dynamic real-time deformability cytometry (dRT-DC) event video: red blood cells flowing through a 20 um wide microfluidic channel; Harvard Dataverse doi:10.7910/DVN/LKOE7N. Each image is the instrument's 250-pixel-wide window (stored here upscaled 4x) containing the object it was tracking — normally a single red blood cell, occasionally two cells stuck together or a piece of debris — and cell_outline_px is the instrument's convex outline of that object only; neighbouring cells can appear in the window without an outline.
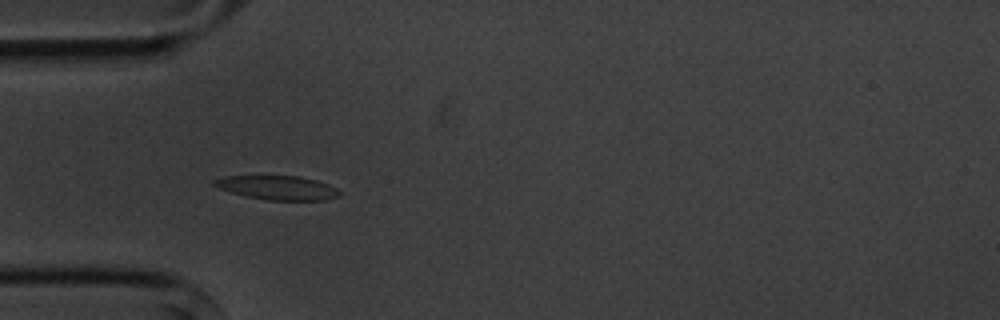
{"species": "common noctule bat (a hibernating species)", "species_latin": "Nyctalus noctula", "temperature_condition": "cold", "stored_images_in_passage": 4, "camera_frame_rate_fps": 3000, "um_per_image_px": 0.085, "animal": {"sex": "male", "body_mass_g": 20.1, "forearm_length_mm": 53.5}, "frame": {"image": 1, "passage_image": 3, "time_ms": 2.333, "image_size_px": [1000, 320], "cell_outline_px": [[340, 196], [324, 200], [268, 200], [244, 196], [220, 188], [212, 184], [212, 180], [224, 176], [300, 176], [316, 180], [328, 184], [336, 188], [340, 192]], "centroid_in_image_um": [23.59, 15.95], "position_along_channel_um": 61.4, "area_um2": 17.51}}
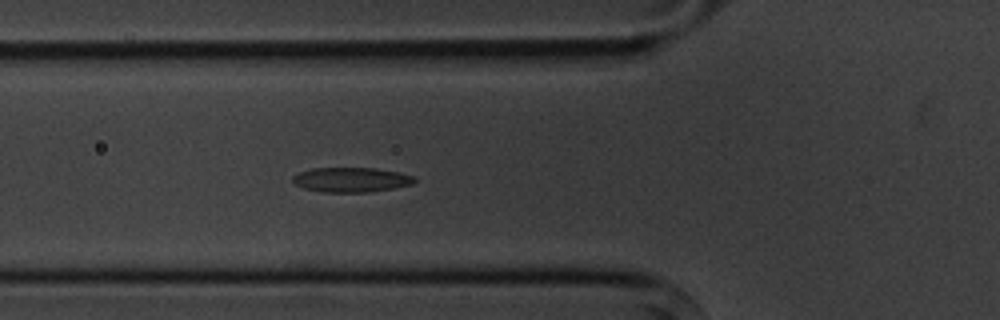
{"frame": {"image": 2, "passage_image": 4, "time_ms": 3.333, "image_size_px": [1000, 320], "cell_outline_px": [[416, 180], [412, 184], [396, 188], [368, 192], [324, 192], [304, 188], [296, 184], [292, 180], [292, 176], [300, 172], [312, 168], [376, 168], [400, 172], [416, 176]], "centroid_in_image_um": [29.9, 15.27], "position_along_channel_um": 95.9, "area_um2": 17.63}}